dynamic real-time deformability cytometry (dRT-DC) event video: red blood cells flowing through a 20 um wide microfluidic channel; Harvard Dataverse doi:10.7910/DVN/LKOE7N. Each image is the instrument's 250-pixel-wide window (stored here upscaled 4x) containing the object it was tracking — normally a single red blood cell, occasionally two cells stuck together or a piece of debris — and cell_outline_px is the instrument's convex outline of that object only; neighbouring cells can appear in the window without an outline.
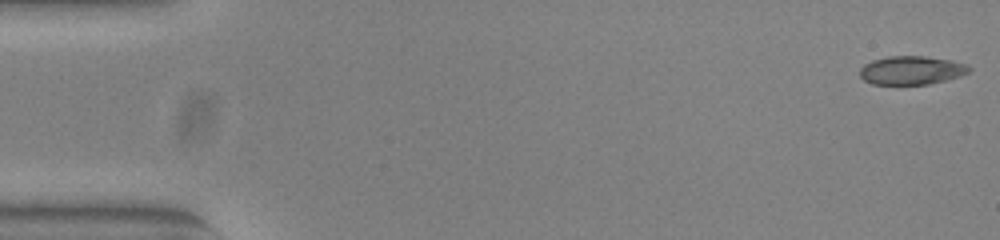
{"species": "common noctule bat (a hibernating species)", "species_latin": "Nyctalus noctula", "temperature_condition": "warm", "stored_images_in_passage": 52, "camera_frame_rate_fps": 3000, "um_per_image_px": 0.085, "animal": {"sex": "female", "body_mass_g": 23.0, "forearm_length_mm": 53.4}, "frame": {"image": 1, "passage_image": 1, "time_ms": 0.0, "image_size_px": [1000, 240], "cell_outline_px": [[972, 68], [968, 72], [960, 76], [928, 84], [872, 84], [864, 80], [860, 76], [860, 68], [864, 64], [872, 60], [888, 56], [924, 56], [952, 60], [968, 64]], "centroid_in_image_um": [77.48, 5.96], "position_along_channel_um": 7.5, "area_um2": 18.21}}
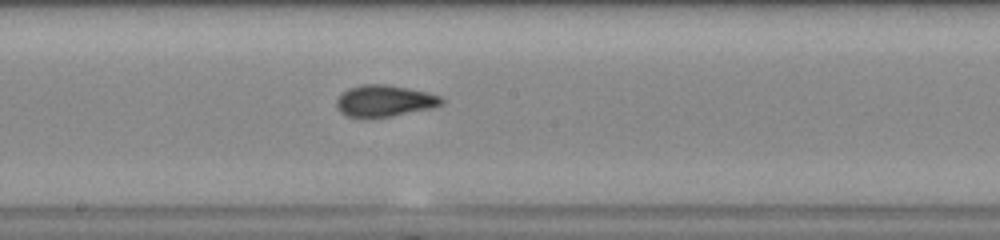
{"frame": {"image": 2, "passage_image": 28, "time_ms": 9.0, "image_size_px": [1000, 240], "cell_outline_px": [[444, 104], [432, 108], [392, 116], [348, 116], [340, 112], [336, 104], [336, 100], [348, 88], [364, 84], [384, 84], [408, 88], [428, 92], [440, 96], [444, 100]], "centroid_in_image_um": [32.73, 8.56], "position_along_channel_um": 215.5, "area_um2": 19.02}}
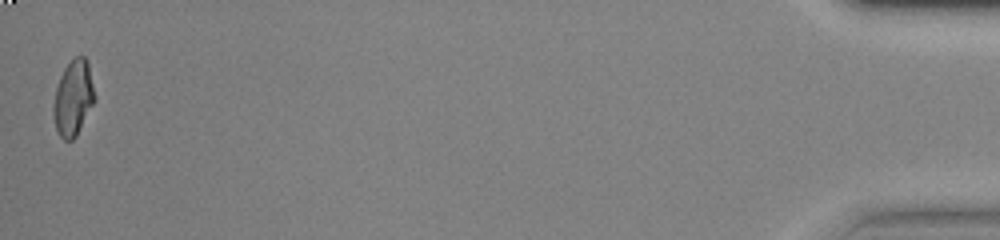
{"frame": {"image": 3, "passage_image": 52, "time_ms": 17.0, "image_size_px": [1000, 240], "cell_outline_px": [[96, 100], [76, 136], [72, 140], [64, 140], [60, 136], [56, 128], [52, 112], [52, 104], [56, 88], [60, 76], [64, 68], [76, 56], [84, 56], [88, 60], [96, 96]], "centroid_in_image_um": [6.24, 8.32], "position_along_channel_um": 429.0, "area_um2": 18.38}, "authors_computed_cell_mechanics": {"area_um2": 18.7272, "velocity_mm_per_s": 3.897, "shape_relaxation_time_tau1_ms": 6.0423, "shape_relaxation_time_tau2_ms": 1.2233, "deformation_change_tau1": 0.2061, "deformation_change_tau2": 0.0586}}